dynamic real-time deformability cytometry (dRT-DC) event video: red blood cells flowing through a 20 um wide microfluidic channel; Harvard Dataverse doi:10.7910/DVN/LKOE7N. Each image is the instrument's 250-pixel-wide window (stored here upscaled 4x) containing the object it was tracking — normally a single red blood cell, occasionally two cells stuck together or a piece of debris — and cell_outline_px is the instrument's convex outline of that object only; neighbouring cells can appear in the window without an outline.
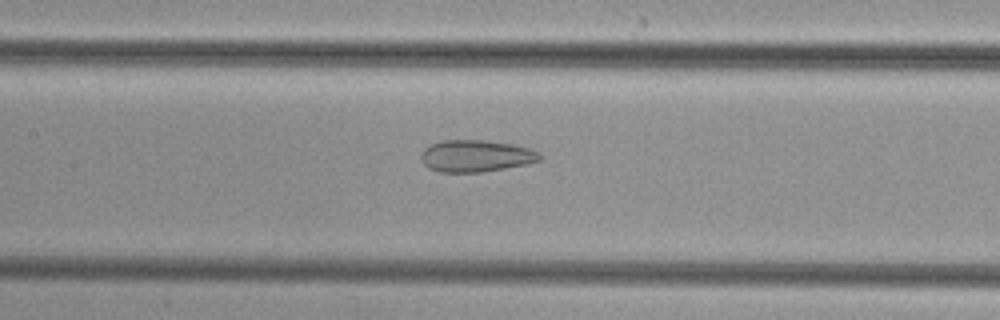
{"species": "common noctule bat (a hibernating species)", "species_latin": "Nyctalus noctula", "temperature_condition": "cold", "stored_images_in_passage": 49, "camera_frame_rate_fps": 3000, "um_per_image_px": 0.085, "animal": {"sex": "female", "body_mass_g": 29.2, "forearm_length_mm": 56.3}, "frame": {"image": 1, "passage_image": 23, "time_ms": 7.333, "image_size_px": [1000, 320], "cell_outline_px": [[540, 160], [528, 164], [480, 172], [440, 172], [428, 168], [420, 160], [420, 156], [424, 148], [432, 144], [444, 140], [484, 140], [512, 144], [528, 148], [540, 152]], "centroid_in_image_um": [40.43, 13.26], "position_along_channel_um": 167.0, "area_um2": 22.02}}
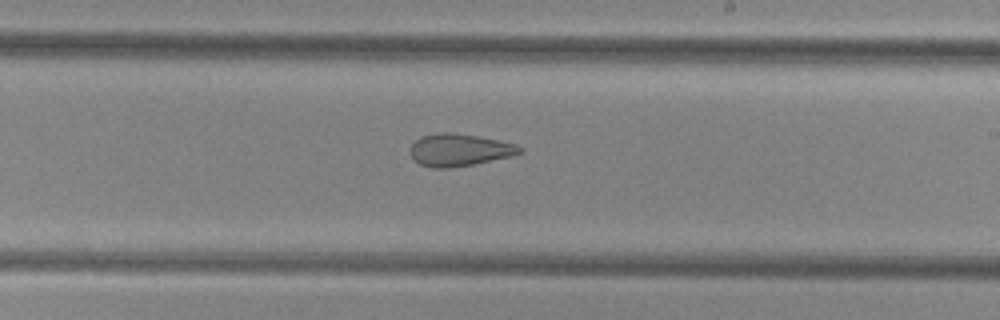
{"frame": {"image": 2, "passage_image": 29, "time_ms": 9.333, "image_size_px": [1000, 320], "cell_outline_px": [[524, 152], [512, 156], [472, 164], [448, 168], [432, 168], [420, 164], [412, 156], [412, 144], [420, 136], [436, 132], [448, 132], [476, 136], [516, 144], [524, 148]], "centroid_in_image_um": [39.07, 12.74], "position_along_channel_um": 249.9, "area_um2": 20.4}}
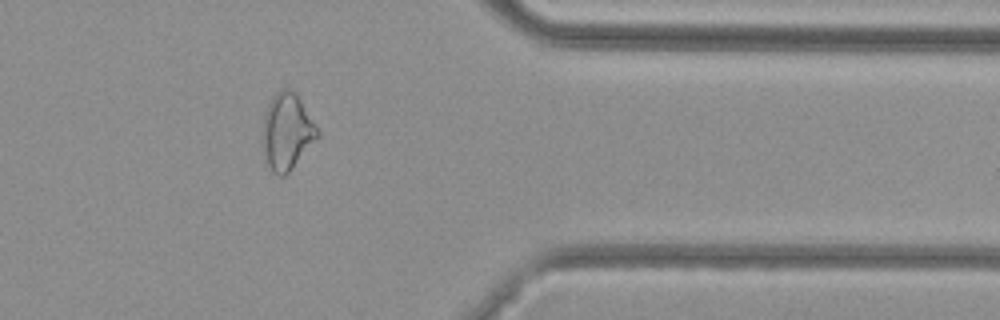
{"frame": {"image": 3, "passage_image": 40, "time_ms": 13.0, "image_size_px": [1000, 320], "cell_outline_px": [[320, 136], [292, 168], [284, 176], [276, 176], [272, 172], [268, 164], [264, 152], [264, 112], [272, 96], [280, 88], [288, 88], [296, 92], [320, 132]], "centroid_in_image_um": [24.41, 11.16], "position_along_channel_um": 387.0, "area_um2": 24.28}}